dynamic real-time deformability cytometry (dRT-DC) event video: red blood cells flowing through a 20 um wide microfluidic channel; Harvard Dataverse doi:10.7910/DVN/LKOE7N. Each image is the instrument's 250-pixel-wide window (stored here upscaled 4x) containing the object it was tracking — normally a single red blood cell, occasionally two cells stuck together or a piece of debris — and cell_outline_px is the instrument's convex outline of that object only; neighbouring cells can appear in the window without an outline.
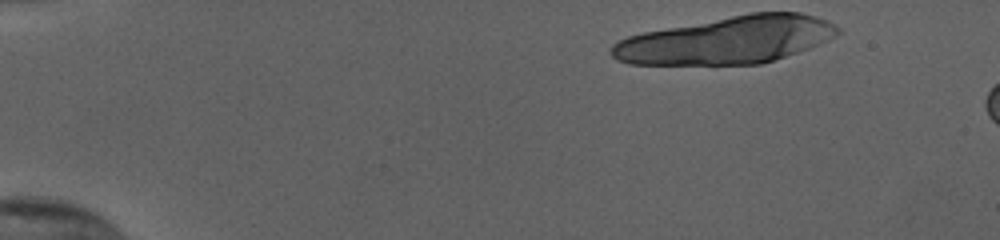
{"species": "human", "species_latin": "Homo sapiens", "temperature_condition": "cold", "stored_images_in_passage": 9, "camera_frame_rate_fps": 3000, "um_per_image_px": 0.085, "donor": {"sex": "female"}, "frame": {"image": 1, "passage_image": 1, "time_ms": 0.0, "image_size_px": [1000, 240], "cell_outline_px": [[840, 32], [836, 36], [820, 44], [760, 64], [628, 64], [616, 60], [608, 52], [612, 44], [628, 36], [644, 32], [748, 12], [800, 12], [816, 16], [840, 28]], "centroid_in_image_um": [61.77, 3.4], "position_along_channel_um": 23.2, "area_um2": 62.25}}